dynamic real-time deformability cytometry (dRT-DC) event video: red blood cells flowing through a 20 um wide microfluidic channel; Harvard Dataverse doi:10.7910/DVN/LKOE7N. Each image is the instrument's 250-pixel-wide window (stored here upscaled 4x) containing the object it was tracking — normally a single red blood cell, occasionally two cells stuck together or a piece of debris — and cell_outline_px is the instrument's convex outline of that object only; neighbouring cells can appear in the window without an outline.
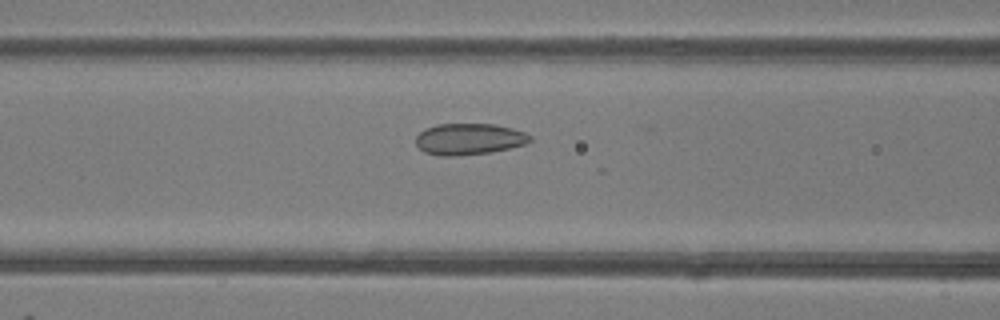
{"species": "common noctule bat (a hibernating species)", "species_latin": "Nyctalus noctula", "temperature_condition": "room temperature", "stored_images_in_passage": 37, "camera_frame_rate_fps": 3000, "um_per_image_px": 0.085, "animal": {"sex": "female"}, "frame": {"image": 1, "passage_image": 19, "time_ms": 6.0, "image_size_px": [1000, 320], "cell_outline_px": [[532, 140], [524, 144], [492, 152], [456, 156], [440, 156], [424, 152], [416, 144], [416, 136], [424, 128], [436, 124], [496, 124], [512, 128], [524, 132], [532, 136]], "centroid_in_image_um": [39.85, 11.82], "position_along_channel_um": 126.7, "area_um2": 20.98}}
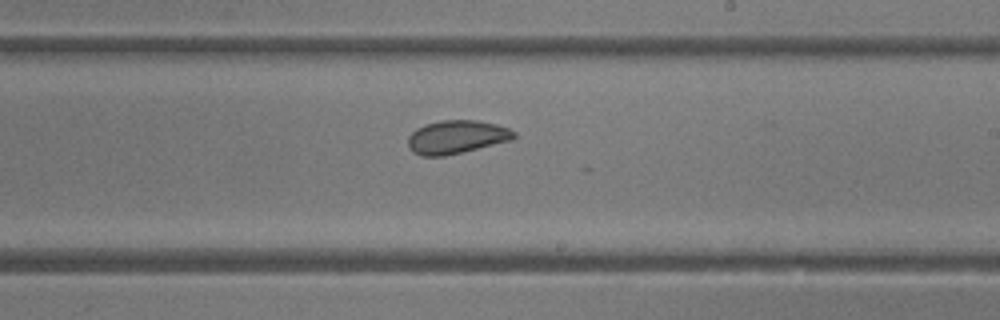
{"frame": {"image": 2, "passage_image": 28, "time_ms": 9.0, "image_size_px": [1000, 320], "cell_outline_px": [[516, 136], [512, 140], [444, 156], [420, 156], [412, 152], [408, 148], [408, 136], [416, 128], [424, 124], [440, 120], [476, 120], [496, 124], [508, 128], [516, 132]], "centroid_in_image_um": [38.77, 11.64], "position_along_channel_um": 250.2, "area_um2": 20.69}}
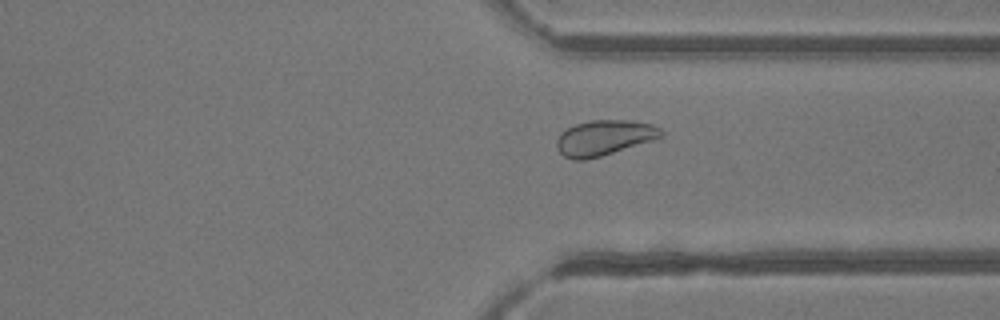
{"frame": {"image": 3, "passage_image": 36, "time_ms": 11.667, "image_size_px": [1000, 320], "cell_outline_px": [[664, 136], [600, 156], [584, 160], [572, 160], [564, 156], [556, 148], [556, 140], [560, 132], [576, 124], [592, 120], [628, 120], [652, 124], [660, 128], [664, 132]], "centroid_in_image_um": [51.32, 11.7], "position_along_channel_um": 360.1, "area_um2": 21.33}}